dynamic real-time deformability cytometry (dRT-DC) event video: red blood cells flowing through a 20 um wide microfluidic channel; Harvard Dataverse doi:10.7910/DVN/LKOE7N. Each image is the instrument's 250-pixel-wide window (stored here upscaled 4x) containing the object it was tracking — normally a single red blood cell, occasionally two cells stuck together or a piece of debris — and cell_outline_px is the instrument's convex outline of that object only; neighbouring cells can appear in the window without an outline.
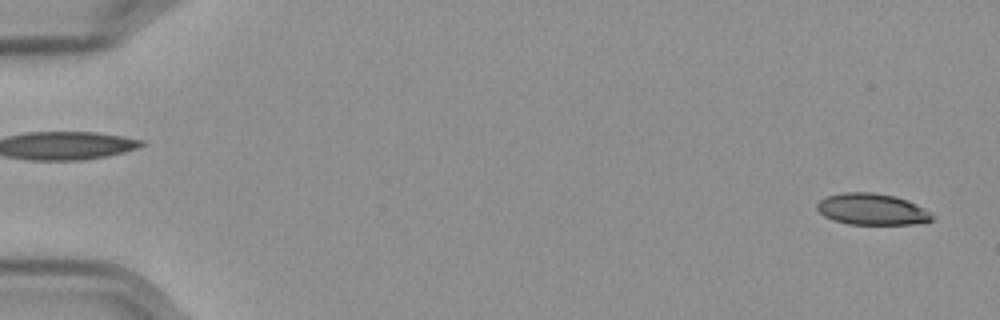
{"species": "Egyptian fruit bat (a non-hibernating species)", "species_latin": "Rousettus aegyptiacus", "temperature_condition": "cold", "stored_images_in_passage": 57, "camera_frame_rate_fps": 3000, "um_per_image_px": 0.085, "frame": {"image": 1, "passage_image": 2, "time_ms": 0.333, "image_size_px": [1000, 320], "cell_outline_px": [[936, 216], [932, 220], [912, 224], [848, 224], [824, 216], [816, 208], [816, 204], [824, 196], [840, 192], [872, 192], [896, 196], [908, 200], [924, 208]], "centroid_in_image_um": [74.11, 17.77], "position_along_channel_um": 10.9, "area_um2": 21.21}}
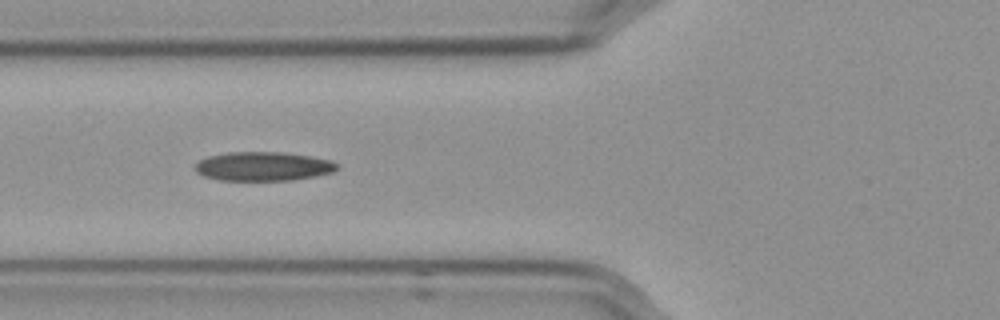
{"frame": {"image": 2, "passage_image": 22, "time_ms": 7.0, "image_size_px": [1000, 320], "cell_outline_px": [[340, 168], [332, 172], [316, 176], [292, 180], [220, 180], [204, 176], [196, 172], [196, 164], [200, 160], [208, 156], [228, 152], [284, 152], [332, 160], [340, 164]], "centroid_in_image_um": [22.41, 14.14], "position_along_channel_um": 103.4, "area_um2": 24.04}}
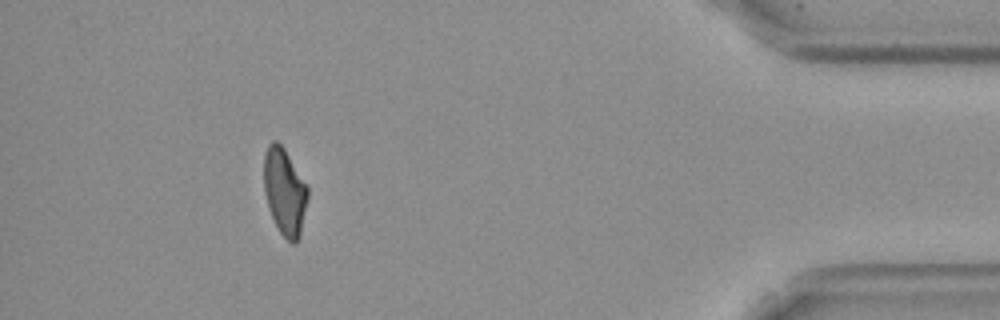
{"frame": {"image": 3, "passage_image": 52, "time_ms": 17.0, "image_size_px": [1000, 320], "cell_outline_px": [[308, 196], [300, 236], [296, 244], [292, 244], [280, 232], [272, 216], [264, 192], [264, 156], [268, 144], [272, 140], [276, 140], [284, 148], [308, 188]], "centroid_in_image_um": [24.19, 16.29], "position_along_channel_um": 411.0, "area_um2": 21.91}, "authors_computed_cell_mechanics": {"area_um2": 23.12, "velocity_mm_per_s": 3.59, "shape_relaxation_time_tau1_ms": null, "shape_relaxation_time_tau2_ms": 3.6895, "deformation_change_tau1": null, "deformation_change_tau2": 0.1146}}